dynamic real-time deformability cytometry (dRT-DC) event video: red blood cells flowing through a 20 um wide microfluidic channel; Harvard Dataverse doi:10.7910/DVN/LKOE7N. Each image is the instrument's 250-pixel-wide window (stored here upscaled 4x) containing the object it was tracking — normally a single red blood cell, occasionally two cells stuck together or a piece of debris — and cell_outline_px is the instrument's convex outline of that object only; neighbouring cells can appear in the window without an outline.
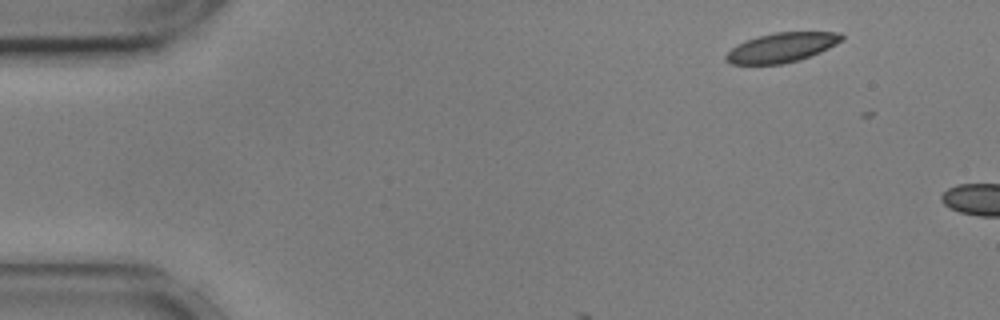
{"species": "common noctule bat (a hibernating species)", "species_latin": "Nyctalus noctula", "temperature_condition": "cold", "stored_images_in_passage": 11, "camera_frame_rate_fps": 3000, "um_per_image_px": 0.085, "animal": {"sex": "male", "body_mass_g": 17.9, "forearm_length_mm": 54.2}, "frame": {"image": 1, "passage_image": 1, "time_ms": 0.0, "image_size_px": [1000, 320], "cell_outline_px": [[844, 40], [820, 52], [800, 60], [780, 64], [732, 64], [724, 60], [724, 56], [736, 44], [756, 36], [776, 32], [840, 32], [844, 36]], "centroid_in_image_um": [66.44, 4.03], "position_along_channel_um": 18.6, "area_um2": 20.0}}